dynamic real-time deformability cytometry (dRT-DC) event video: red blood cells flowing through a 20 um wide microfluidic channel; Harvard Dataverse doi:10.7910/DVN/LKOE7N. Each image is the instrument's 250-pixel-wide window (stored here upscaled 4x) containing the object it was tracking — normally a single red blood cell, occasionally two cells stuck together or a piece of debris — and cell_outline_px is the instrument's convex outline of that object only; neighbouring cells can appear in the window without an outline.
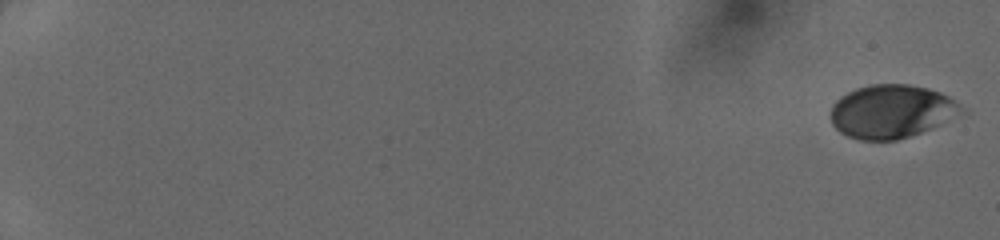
{"species": "human", "species_latin": "Homo sapiens", "temperature_condition": "cold", "stored_images_in_passage": 51, "camera_frame_rate_fps": 3000, "um_per_image_px": 0.085, "donor": {"sex": "female"}, "frame": {"image": 1, "passage_image": 1, "time_ms": 0.0, "image_size_px": [1000, 240], "cell_outline_px": [[960, 112], [920, 132], [896, 140], [860, 140], [848, 136], [840, 132], [832, 124], [832, 104], [840, 96], [856, 88], [872, 84], [908, 84], [928, 88], [940, 92], [948, 96], [960, 108]], "centroid_in_image_um": [75.67, 9.45], "position_along_channel_um": 9.3, "area_um2": 39.65}}
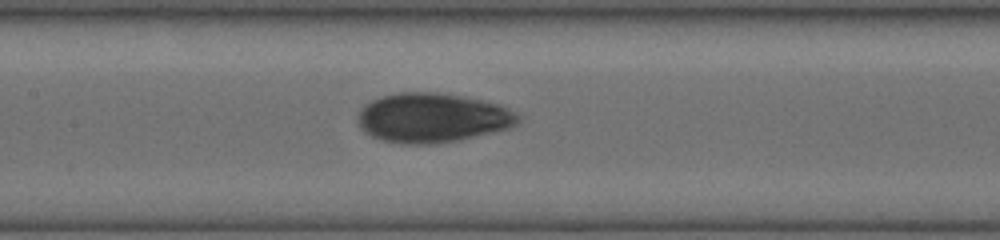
{"frame": {"image": 2, "passage_image": 28, "time_ms": 9.0, "image_size_px": [1000, 240], "cell_outline_px": [[524, 116], [516, 124], [508, 128], [456, 140], [432, 144], [400, 144], [380, 140], [364, 132], [360, 128], [356, 120], [360, 108], [364, 104], [380, 96], [396, 92], [440, 92], [464, 96], [484, 100], [500, 104]], "centroid_in_image_um": [36.72, 10.0], "position_along_channel_um": 170.7, "area_um2": 46.7}}
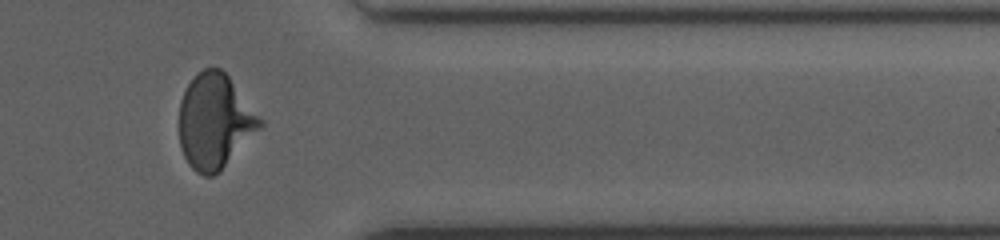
{"frame": {"image": 3, "passage_image": 44, "time_ms": 14.333, "image_size_px": [1000, 240], "cell_outline_px": [[264, 124], [220, 172], [212, 176], [204, 176], [196, 172], [188, 164], [184, 156], [180, 144], [180, 100], [188, 84], [204, 68], [220, 68], [228, 76], [264, 120]], "centroid_in_image_um": [18.27, 10.34], "position_along_channel_um": 393.1, "area_um2": 44.39}}